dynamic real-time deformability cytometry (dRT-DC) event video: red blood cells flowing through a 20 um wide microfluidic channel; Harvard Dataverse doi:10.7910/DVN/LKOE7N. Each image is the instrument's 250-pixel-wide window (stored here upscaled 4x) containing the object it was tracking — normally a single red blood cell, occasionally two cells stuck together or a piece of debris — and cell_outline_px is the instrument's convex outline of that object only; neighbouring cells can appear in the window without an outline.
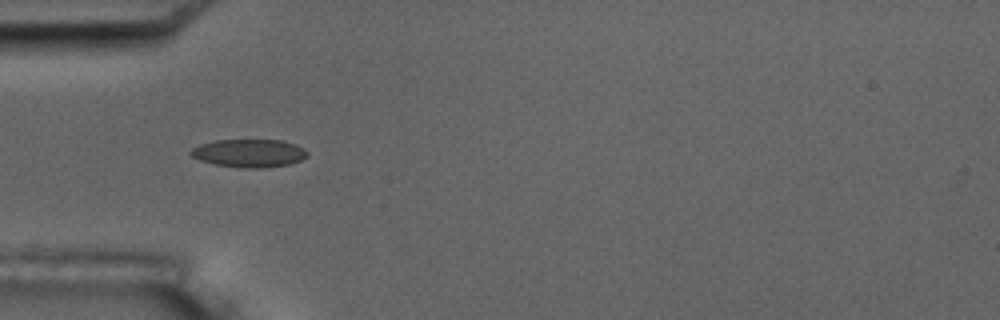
{"species": "common noctule bat (a hibernating species)", "species_latin": "Nyctalus noctula", "temperature_condition": "room temperature", "stored_images_in_passage": 5, "camera_frame_rate_fps": 3000, "um_per_image_px": 0.085, "animal": {"sex": "male", "body_mass_g": 17.5, "forearm_length_mm": 52.3}, "frame": {"image": 1, "passage_image": 4, "time_ms": 4.333, "image_size_px": [1000, 320], "cell_outline_px": [[308, 156], [300, 160], [288, 164], [260, 168], [244, 168], [216, 164], [200, 160], [192, 156], [188, 152], [192, 148], [200, 144], [216, 140], [280, 140], [296, 144], [304, 148], [308, 152]], "centroid_in_image_um": [21.18, 13.01], "position_along_channel_um": 63.8, "area_um2": 18.96}}